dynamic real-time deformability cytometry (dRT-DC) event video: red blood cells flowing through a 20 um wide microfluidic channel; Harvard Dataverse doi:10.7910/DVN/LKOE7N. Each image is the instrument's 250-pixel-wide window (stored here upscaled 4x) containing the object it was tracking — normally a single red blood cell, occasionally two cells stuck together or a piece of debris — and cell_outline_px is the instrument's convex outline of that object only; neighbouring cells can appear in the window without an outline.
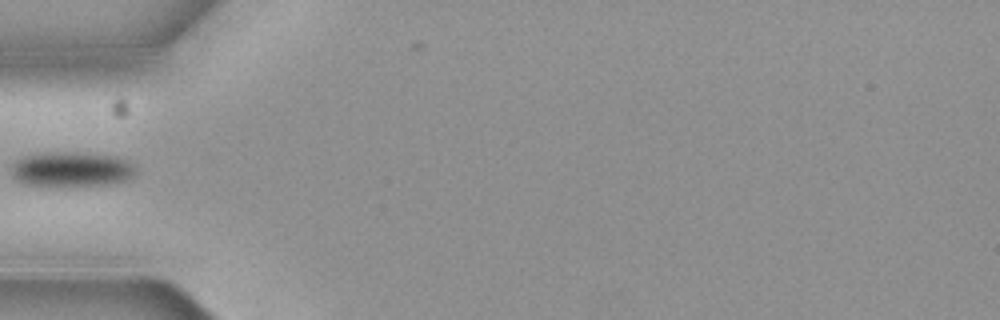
{"species": "common noctule bat (a hibernating species)", "species_latin": "Nyctalus noctula", "temperature_condition": "cold", "stored_images_in_passage": 1, "camera_frame_rate_fps": 3000, "um_per_image_px": 0.085, "animal": {"sex": "female", "body_mass_g": 19.3, "forearm_length_mm": 54.1}, "frame": {"image": 1, "passage_image": 1, "time_ms": 0.0, "image_size_px": [1000, 320], "cell_outline_px": [[136, 176], [112, 184], [24, 184], [16, 180], [12, 176], [12, 164], [16, 160], [24, 156], [44, 152], [76, 152], [116, 156], [128, 160], [136, 164]], "centroid_in_image_um": [6.13, 14.35], "position_along_channel_um": 78.9, "area_um2": 25.09}}